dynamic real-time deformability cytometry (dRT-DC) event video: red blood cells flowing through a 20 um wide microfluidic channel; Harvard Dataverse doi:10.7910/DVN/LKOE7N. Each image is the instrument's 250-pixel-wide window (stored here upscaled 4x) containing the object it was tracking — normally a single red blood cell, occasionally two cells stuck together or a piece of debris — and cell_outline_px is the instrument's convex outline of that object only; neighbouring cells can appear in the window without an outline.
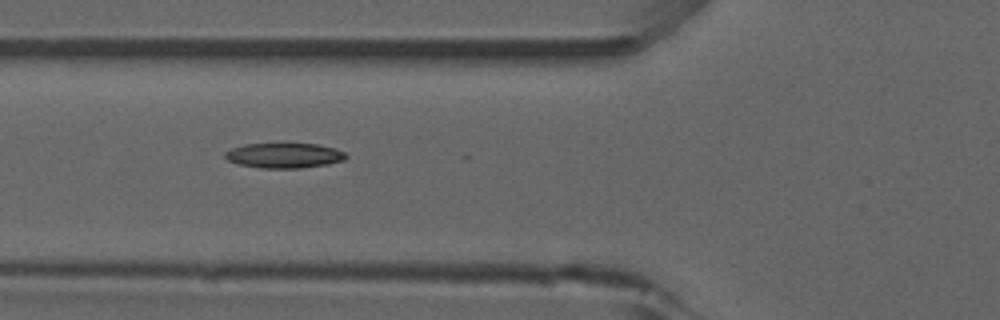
{"species": "common noctule bat (a hibernating species)", "species_latin": "Nyctalus noctula", "temperature_condition": "room temperature", "stored_images_in_passage": 7, "camera_frame_rate_fps": 3000, "um_per_image_px": 0.085, "animal": {"sex": "male", "forearm_length_mm": 52.5}, "frame": {"image": 1, "passage_image": 6, "time_ms": 5.667, "image_size_px": [1000, 320], "cell_outline_px": [[348, 156], [344, 160], [328, 164], [300, 168], [260, 168], [236, 164], [228, 160], [224, 156], [224, 152], [232, 148], [244, 144], [316, 144], [336, 148], [344, 152]], "centroid_in_image_um": [24.14, 13.22], "position_along_channel_um": 101.7, "area_um2": 17.69}}
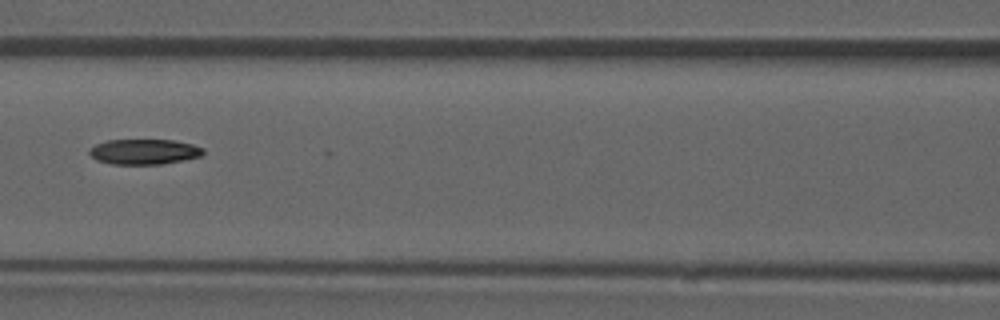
{"frame": {"image": 2, "passage_image": 7, "time_ms": 7.0, "image_size_px": [1000, 320], "cell_outline_px": [[204, 156], [184, 160], [160, 164], [112, 164], [96, 160], [88, 152], [96, 144], [108, 140], [172, 140], [192, 144], [204, 148]], "centroid_in_image_um": [12.29, 12.9], "position_along_channel_um": 154.3, "area_um2": 16.76}}